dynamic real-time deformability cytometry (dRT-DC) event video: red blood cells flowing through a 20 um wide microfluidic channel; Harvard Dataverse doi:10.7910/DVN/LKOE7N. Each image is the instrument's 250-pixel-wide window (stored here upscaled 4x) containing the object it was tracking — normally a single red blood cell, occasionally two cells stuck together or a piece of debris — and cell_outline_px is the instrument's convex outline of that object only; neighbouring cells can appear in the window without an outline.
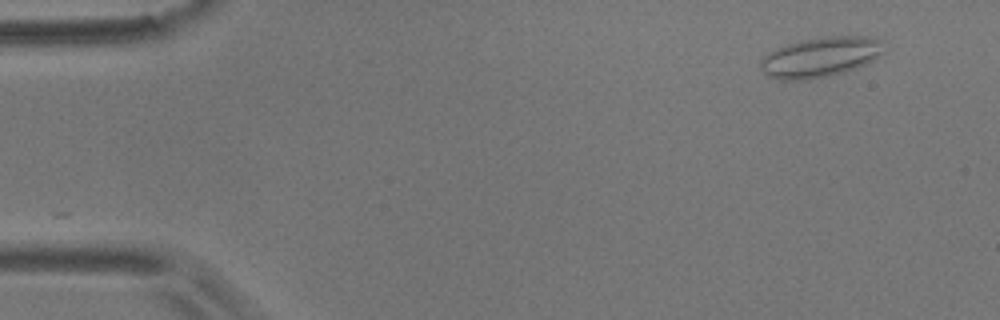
{"species": "common noctule bat (a hibernating species)", "species_latin": "Nyctalus noctula", "temperature_condition": "room temperature", "stored_images_in_passage": 2, "camera_frame_rate_fps": 3000, "um_per_image_px": 0.085, "animal": {"sex": "male", "body_mass_g": 17.9}, "frame": {"image": 1, "passage_image": 2, "time_ms": 0.333, "image_size_px": [1000, 320], "cell_outline_px": [[888, 40], [884, 52], [872, 60], [864, 64], [844, 72], [828, 76], [808, 80], [776, 80], [768, 76], [764, 72], [760, 64], [760, 60], [768, 52], [776, 48], [800, 40], [828, 36], [868, 36]], "centroid_in_image_um": [69.78, 4.84], "position_along_channel_um": 15.2, "area_um2": 29.19}}